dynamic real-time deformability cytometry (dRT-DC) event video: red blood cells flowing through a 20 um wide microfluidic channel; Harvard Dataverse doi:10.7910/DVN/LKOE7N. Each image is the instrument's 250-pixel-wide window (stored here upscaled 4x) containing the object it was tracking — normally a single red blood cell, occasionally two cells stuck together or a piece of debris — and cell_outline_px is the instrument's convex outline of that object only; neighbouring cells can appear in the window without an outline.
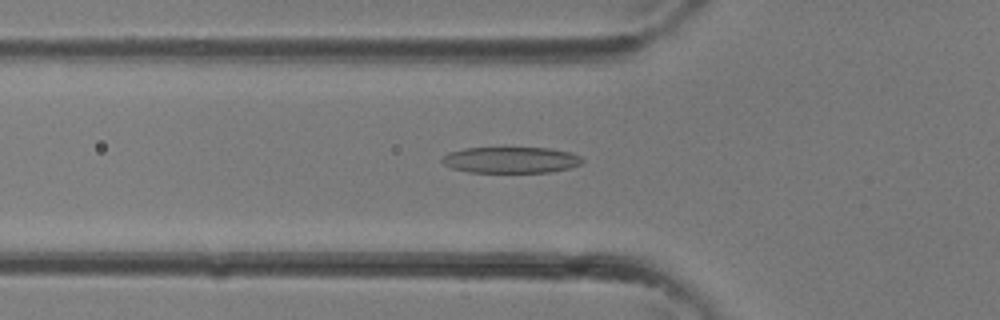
{"species": "common noctule bat (a hibernating species)", "species_latin": "Nyctalus noctula", "temperature_condition": "room temperature", "stored_images_in_passage": 34, "camera_frame_rate_fps": 3000, "um_per_image_px": 0.085, "animal": {"sex": "female"}, "frame": {"image": 1, "passage_image": 12, "time_ms": 3.667, "image_size_px": [1000, 320], "cell_outline_px": [[584, 160], [580, 164], [568, 168], [552, 172], [468, 172], [452, 168], [444, 164], [440, 160], [448, 152], [464, 148], [552, 148], [572, 152], [580, 156]], "centroid_in_image_um": [43.43, 13.59], "position_along_channel_um": 82.4, "area_um2": 21.44}}
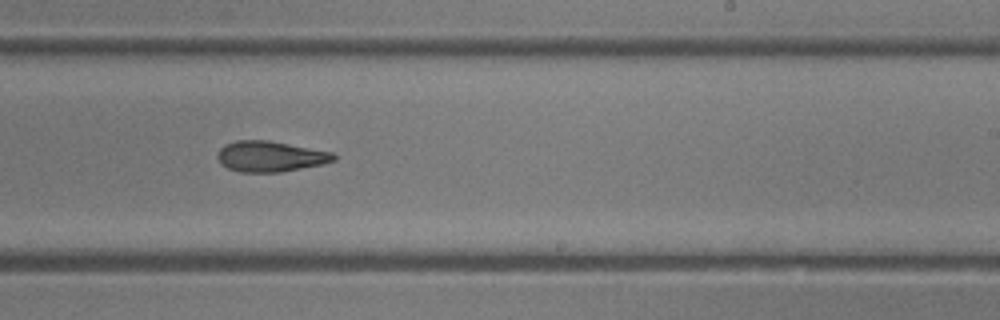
{"frame": {"image": 2, "passage_image": 21, "time_ms": 6.667, "image_size_px": [1000, 320], "cell_outline_px": [[336, 160], [324, 164], [280, 172], [240, 172], [228, 168], [220, 164], [216, 156], [220, 148], [224, 144], [236, 140], [268, 140], [332, 152], [336, 156]], "centroid_in_image_um": [22.95, 13.29], "position_along_channel_um": 266.1, "area_um2": 20.87}}
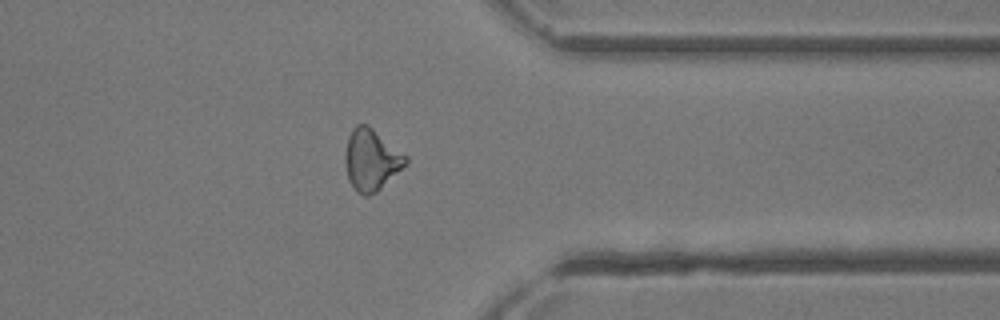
{"frame": {"image": 3, "passage_image": 27, "time_ms": 8.667, "image_size_px": [1000, 320], "cell_outline_px": [[408, 164], [376, 192], [368, 196], [364, 196], [356, 192], [348, 180], [344, 160], [344, 156], [348, 136], [352, 128], [356, 124], [368, 124], [408, 156]], "centroid_in_image_um": [31.56, 13.58], "position_along_channel_um": 379.8, "area_um2": 22.02}}